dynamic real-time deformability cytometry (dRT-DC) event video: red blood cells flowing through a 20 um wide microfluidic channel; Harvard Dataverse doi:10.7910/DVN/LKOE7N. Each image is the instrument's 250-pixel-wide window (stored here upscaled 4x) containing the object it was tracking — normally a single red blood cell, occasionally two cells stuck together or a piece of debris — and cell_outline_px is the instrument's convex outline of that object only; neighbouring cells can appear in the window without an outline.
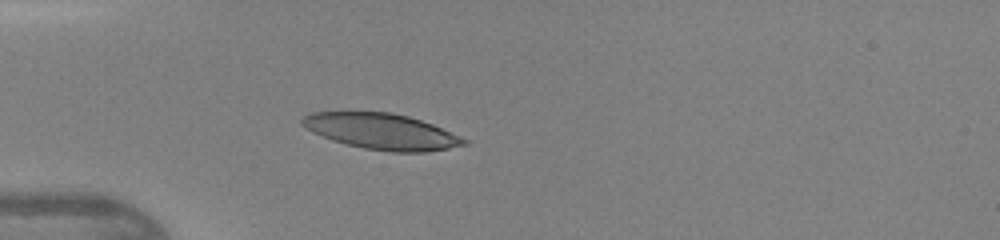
{"species": "human", "species_latin": "Homo sapiens", "temperature_condition": "warm", "stored_images_in_passage": 32, "camera_frame_rate_fps": 3000, "um_per_image_px": 0.085, "donor": {"sex": "female"}, "frame": {"image": 1, "passage_image": 1, "time_ms": 0.0, "image_size_px": [1000, 240], "cell_outline_px": [[468, 144], [448, 148], [424, 152], [392, 152], [364, 148], [332, 140], [312, 132], [300, 124], [300, 120], [304, 116], [312, 112], [388, 112], [408, 116], [432, 124], [468, 140]], "centroid_in_image_um": [32.41, 11.17], "position_along_channel_um": 52.6, "area_um2": 33.52}}
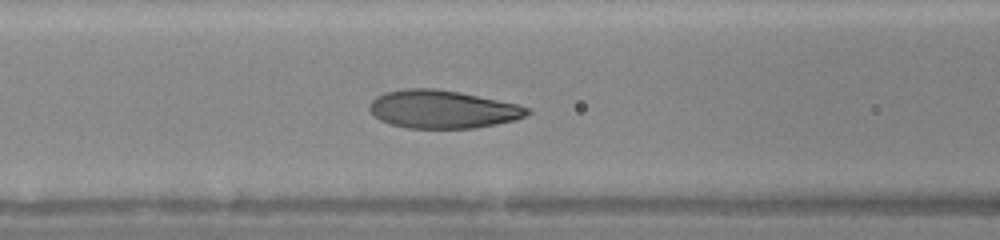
{"frame": {"image": 2, "passage_image": 7, "time_ms": 2.0, "image_size_px": [1000, 240], "cell_outline_px": [[532, 112], [516, 120], [476, 128], [408, 128], [392, 124], [380, 120], [372, 116], [368, 108], [368, 104], [376, 96], [384, 92], [404, 88], [436, 88], [460, 92], [516, 104], [528, 108]], "centroid_in_image_um": [37.56, 9.28], "position_along_channel_um": 129.0, "area_um2": 35.14}}
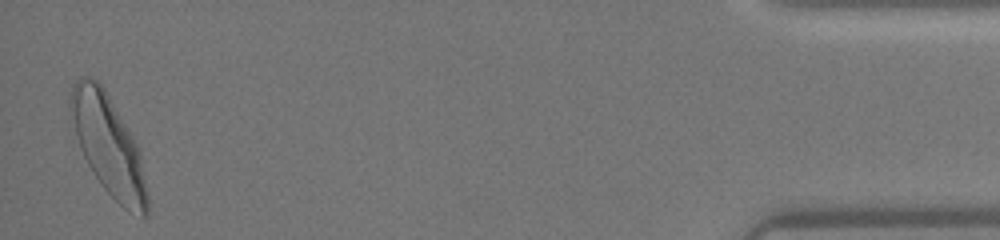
{"frame": {"image": 3, "passage_image": 32, "time_ms": 10.333, "image_size_px": [1000, 240], "cell_outline_px": [[148, 212], [144, 220], [128, 212], [104, 188], [88, 164], [80, 148], [68, 108], [68, 100], [72, 84], [80, 76], [88, 76], [96, 80], [100, 84], [136, 144], [140, 152], [148, 196]], "centroid_in_image_um": [9.2, 12.38], "position_along_channel_um": 426.0, "area_um2": 43.81}}